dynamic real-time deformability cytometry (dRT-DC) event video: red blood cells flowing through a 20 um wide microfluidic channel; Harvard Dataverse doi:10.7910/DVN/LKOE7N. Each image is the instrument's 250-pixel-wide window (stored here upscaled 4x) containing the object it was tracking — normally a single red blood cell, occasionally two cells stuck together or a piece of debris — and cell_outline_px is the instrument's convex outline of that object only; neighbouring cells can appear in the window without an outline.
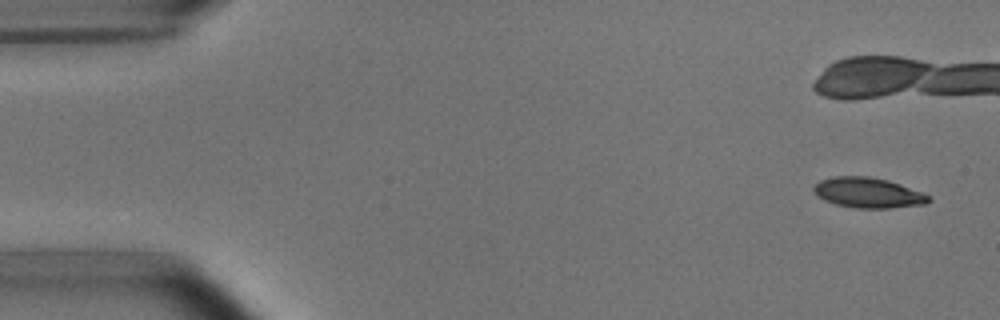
{"species": "common noctule bat (a hibernating species)", "species_latin": "Nyctalus noctula", "temperature_condition": "room temperature", "stored_images_in_passage": 8, "camera_frame_rate_fps": 3000, "um_per_image_px": 0.085, "animal": {"sex": "male", "body_mass_g": 15.6}, "frame": {"image": 1, "passage_image": 1, "time_ms": 0.0, "image_size_px": [1000, 320], "cell_outline_px": [[932, 200], [928, 204], [888, 208], [856, 208], [836, 204], [824, 200], [812, 188], [820, 180], [836, 176], [868, 176], [888, 180], [900, 184], [932, 196]], "centroid_in_image_um": [73.85, 16.38], "position_along_channel_um": 11.2, "area_um2": 20.23}}